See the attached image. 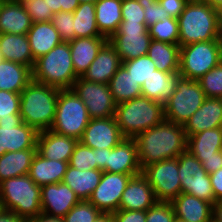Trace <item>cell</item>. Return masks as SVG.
<instances>
[{
  "mask_svg": "<svg viewBox=\"0 0 222 222\" xmlns=\"http://www.w3.org/2000/svg\"><path fill=\"white\" fill-rule=\"evenodd\" d=\"M216 127H222V98L206 97L201 107L184 124L187 138Z\"/></svg>",
  "mask_w": 222,
  "mask_h": 222,
  "instance_id": "obj_21",
  "label": "cell"
},
{
  "mask_svg": "<svg viewBox=\"0 0 222 222\" xmlns=\"http://www.w3.org/2000/svg\"><path fill=\"white\" fill-rule=\"evenodd\" d=\"M103 171L100 169L78 170L68 165L63 183L68 185L79 198L88 200L99 185Z\"/></svg>",
  "mask_w": 222,
  "mask_h": 222,
  "instance_id": "obj_31",
  "label": "cell"
},
{
  "mask_svg": "<svg viewBox=\"0 0 222 222\" xmlns=\"http://www.w3.org/2000/svg\"><path fill=\"white\" fill-rule=\"evenodd\" d=\"M79 201L63 182L41 186V208L45 214L63 218Z\"/></svg>",
  "mask_w": 222,
  "mask_h": 222,
  "instance_id": "obj_17",
  "label": "cell"
},
{
  "mask_svg": "<svg viewBox=\"0 0 222 222\" xmlns=\"http://www.w3.org/2000/svg\"><path fill=\"white\" fill-rule=\"evenodd\" d=\"M26 35L35 60L63 42L51 21L33 23Z\"/></svg>",
  "mask_w": 222,
  "mask_h": 222,
  "instance_id": "obj_28",
  "label": "cell"
},
{
  "mask_svg": "<svg viewBox=\"0 0 222 222\" xmlns=\"http://www.w3.org/2000/svg\"><path fill=\"white\" fill-rule=\"evenodd\" d=\"M74 39L84 37H105L96 23L95 4L81 3L73 12Z\"/></svg>",
  "mask_w": 222,
  "mask_h": 222,
  "instance_id": "obj_37",
  "label": "cell"
},
{
  "mask_svg": "<svg viewBox=\"0 0 222 222\" xmlns=\"http://www.w3.org/2000/svg\"><path fill=\"white\" fill-rule=\"evenodd\" d=\"M4 206H3V201H2V198L0 196V214L4 211Z\"/></svg>",
  "mask_w": 222,
  "mask_h": 222,
  "instance_id": "obj_62",
  "label": "cell"
},
{
  "mask_svg": "<svg viewBox=\"0 0 222 222\" xmlns=\"http://www.w3.org/2000/svg\"><path fill=\"white\" fill-rule=\"evenodd\" d=\"M134 139L141 169L149 164L177 158L187 150L188 138L184 126L166 120L139 133Z\"/></svg>",
  "mask_w": 222,
  "mask_h": 222,
  "instance_id": "obj_1",
  "label": "cell"
},
{
  "mask_svg": "<svg viewBox=\"0 0 222 222\" xmlns=\"http://www.w3.org/2000/svg\"><path fill=\"white\" fill-rule=\"evenodd\" d=\"M94 222H114L112 213H100Z\"/></svg>",
  "mask_w": 222,
  "mask_h": 222,
  "instance_id": "obj_58",
  "label": "cell"
},
{
  "mask_svg": "<svg viewBox=\"0 0 222 222\" xmlns=\"http://www.w3.org/2000/svg\"><path fill=\"white\" fill-rule=\"evenodd\" d=\"M3 60H4L3 55H2V53L0 52V62L3 61Z\"/></svg>",
  "mask_w": 222,
  "mask_h": 222,
  "instance_id": "obj_66",
  "label": "cell"
},
{
  "mask_svg": "<svg viewBox=\"0 0 222 222\" xmlns=\"http://www.w3.org/2000/svg\"><path fill=\"white\" fill-rule=\"evenodd\" d=\"M114 118L125 138L161 124L165 120L164 105L140 96L116 105Z\"/></svg>",
  "mask_w": 222,
  "mask_h": 222,
  "instance_id": "obj_4",
  "label": "cell"
},
{
  "mask_svg": "<svg viewBox=\"0 0 222 222\" xmlns=\"http://www.w3.org/2000/svg\"><path fill=\"white\" fill-rule=\"evenodd\" d=\"M121 23H145L144 8L138 0H122Z\"/></svg>",
  "mask_w": 222,
  "mask_h": 222,
  "instance_id": "obj_47",
  "label": "cell"
},
{
  "mask_svg": "<svg viewBox=\"0 0 222 222\" xmlns=\"http://www.w3.org/2000/svg\"><path fill=\"white\" fill-rule=\"evenodd\" d=\"M153 40L179 45L178 20L168 17L148 27Z\"/></svg>",
  "mask_w": 222,
  "mask_h": 222,
  "instance_id": "obj_38",
  "label": "cell"
},
{
  "mask_svg": "<svg viewBox=\"0 0 222 222\" xmlns=\"http://www.w3.org/2000/svg\"><path fill=\"white\" fill-rule=\"evenodd\" d=\"M90 117L84 102L72 89H60L52 131L80 139Z\"/></svg>",
  "mask_w": 222,
  "mask_h": 222,
  "instance_id": "obj_7",
  "label": "cell"
},
{
  "mask_svg": "<svg viewBox=\"0 0 222 222\" xmlns=\"http://www.w3.org/2000/svg\"><path fill=\"white\" fill-rule=\"evenodd\" d=\"M109 88L116 104L142 96L141 86L122 65L110 79Z\"/></svg>",
  "mask_w": 222,
  "mask_h": 222,
  "instance_id": "obj_36",
  "label": "cell"
},
{
  "mask_svg": "<svg viewBox=\"0 0 222 222\" xmlns=\"http://www.w3.org/2000/svg\"><path fill=\"white\" fill-rule=\"evenodd\" d=\"M122 0H98L95 3L96 23L102 36L109 39L122 22Z\"/></svg>",
  "mask_w": 222,
  "mask_h": 222,
  "instance_id": "obj_33",
  "label": "cell"
},
{
  "mask_svg": "<svg viewBox=\"0 0 222 222\" xmlns=\"http://www.w3.org/2000/svg\"><path fill=\"white\" fill-rule=\"evenodd\" d=\"M140 5L144 8L145 24L147 27L161 21L163 18H168V13L158 2L151 0H138Z\"/></svg>",
  "mask_w": 222,
  "mask_h": 222,
  "instance_id": "obj_48",
  "label": "cell"
},
{
  "mask_svg": "<svg viewBox=\"0 0 222 222\" xmlns=\"http://www.w3.org/2000/svg\"><path fill=\"white\" fill-rule=\"evenodd\" d=\"M0 196L6 211L14 212L27 222L42 213L41 186H38L28 175L2 181Z\"/></svg>",
  "mask_w": 222,
  "mask_h": 222,
  "instance_id": "obj_6",
  "label": "cell"
},
{
  "mask_svg": "<svg viewBox=\"0 0 222 222\" xmlns=\"http://www.w3.org/2000/svg\"><path fill=\"white\" fill-rule=\"evenodd\" d=\"M147 55L154 62L156 69L163 72H179L180 46L151 40Z\"/></svg>",
  "mask_w": 222,
  "mask_h": 222,
  "instance_id": "obj_34",
  "label": "cell"
},
{
  "mask_svg": "<svg viewBox=\"0 0 222 222\" xmlns=\"http://www.w3.org/2000/svg\"><path fill=\"white\" fill-rule=\"evenodd\" d=\"M173 222H187V221H183V220H181V219L175 217V219H174Z\"/></svg>",
  "mask_w": 222,
  "mask_h": 222,
  "instance_id": "obj_63",
  "label": "cell"
},
{
  "mask_svg": "<svg viewBox=\"0 0 222 222\" xmlns=\"http://www.w3.org/2000/svg\"><path fill=\"white\" fill-rule=\"evenodd\" d=\"M114 222H146V211L122 210L112 213Z\"/></svg>",
  "mask_w": 222,
  "mask_h": 222,
  "instance_id": "obj_49",
  "label": "cell"
},
{
  "mask_svg": "<svg viewBox=\"0 0 222 222\" xmlns=\"http://www.w3.org/2000/svg\"><path fill=\"white\" fill-rule=\"evenodd\" d=\"M132 176L123 173L103 172L99 185L88 201L102 213H114L119 210L121 196Z\"/></svg>",
  "mask_w": 222,
  "mask_h": 222,
  "instance_id": "obj_15",
  "label": "cell"
},
{
  "mask_svg": "<svg viewBox=\"0 0 222 222\" xmlns=\"http://www.w3.org/2000/svg\"><path fill=\"white\" fill-rule=\"evenodd\" d=\"M37 149L6 152L0 157V183L6 179L28 175Z\"/></svg>",
  "mask_w": 222,
  "mask_h": 222,
  "instance_id": "obj_35",
  "label": "cell"
},
{
  "mask_svg": "<svg viewBox=\"0 0 222 222\" xmlns=\"http://www.w3.org/2000/svg\"><path fill=\"white\" fill-rule=\"evenodd\" d=\"M179 76V72H163L156 69L142 84V96L164 105L176 91Z\"/></svg>",
  "mask_w": 222,
  "mask_h": 222,
  "instance_id": "obj_26",
  "label": "cell"
},
{
  "mask_svg": "<svg viewBox=\"0 0 222 222\" xmlns=\"http://www.w3.org/2000/svg\"><path fill=\"white\" fill-rule=\"evenodd\" d=\"M220 41H221V48H222V29H221V34H220Z\"/></svg>",
  "mask_w": 222,
  "mask_h": 222,
  "instance_id": "obj_65",
  "label": "cell"
},
{
  "mask_svg": "<svg viewBox=\"0 0 222 222\" xmlns=\"http://www.w3.org/2000/svg\"><path fill=\"white\" fill-rule=\"evenodd\" d=\"M71 89L84 102L90 119L114 116L117 104L109 84L91 82L79 77Z\"/></svg>",
  "mask_w": 222,
  "mask_h": 222,
  "instance_id": "obj_13",
  "label": "cell"
},
{
  "mask_svg": "<svg viewBox=\"0 0 222 222\" xmlns=\"http://www.w3.org/2000/svg\"><path fill=\"white\" fill-rule=\"evenodd\" d=\"M21 3L33 23L51 21L54 16L53 11L48 8L45 0H25Z\"/></svg>",
  "mask_w": 222,
  "mask_h": 222,
  "instance_id": "obj_44",
  "label": "cell"
},
{
  "mask_svg": "<svg viewBox=\"0 0 222 222\" xmlns=\"http://www.w3.org/2000/svg\"><path fill=\"white\" fill-rule=\"evenodd\" d=\"M69 165L78 170L96 169L95 150L78 141L71 155Z\"/></svg>",
  "mask_w": 222,
  "mask_h": 222,
  "instance_id": "obj_41",
  "label": "cell"
},
{
  "mask_svg": "<svg viewBox=\"0 0 222 222\" xmlns=\"http://www.w3.org/2000/svg\"><path fill=\"white\" fill-rule=\"evenodd\" d=\"M101 212L88 200L79 201L64 217V222H94Z\"/></svg>",
  "mask_w": 222,
  "mask_h": 222,
  "instance_id": "obj_42",
  "label": "cell"
},
{
  "mask_svg": "<svg viewBox=\"0 0 222 222\" xmlns=\"http://www.w3.org/2000/svg\"><path fill=\"white\" fill-rule=\"evenodd\" d=\"M181 193L191 194L214 204L216 202L211 178L201 162L188 150L178 156Z\"/></svg>",
  "mask_w": 222,
  "mask_h": 222,
  "instance_id": "obj_10",
  "label": "cell"
},
{
  "mask_svg": "<svg viewBox=\"0 0 222 222\" xmlns=\"http://www.w3.org/2000/svg\"><path fill=\"white\" fill-rule=\"evenodd\" d=\"M69 162L45 159L38 152L33 157L28 176L38 185L63 181Z\"/></svg>",
  "mask_w": 222,
  "mask_h": 222,
  "instance_id": "obj_27",
  "label": "cell"
},
{
  "mask_svg": "<svg viewBox=\"0 0 222 222\" xmlns=\"http://www.w3.org/2000/svg\"><path fill=\"white\" fill-rule=\"evenodd\" d=\"M51 22L63 42H70L74 39L73 12L60 11L55 13Z\"/></svg>",
  "mask_w": 222,
  "mask_h": 222,
  "instance_id": "obj_43",
  "label": "cell"
},
{
  "mask_svg": "<svg viewBox=\"0 0 222 222\" xmlns=\"http://www.w3.org/2000/svg\"><path fill=\"white\" fill-rule=\"evenodd\" d=\"M107 172L129 175L142 173L134 138H125L114 148L108 149Z\"/></svg>",
  "mask_w": 222,
  "mask_h": 222,
  "instance_id": "obj_18",
  "label": "cell"
},
{
  "mask_svg": "<svg viewBox=\"0 0 222 222\" xmlns=\"http://www.w3.org/2000/svg\"><path fill=\"white\" fill-rule=\"evenodd\" d=\"M0 222H27L24 218L19 217L12 211L4 210L0 214Z\"/></svg>",
  "mask_w": 222,
  "mask_h": 222,
  "instance_id": "obj_55",
  "label": "cell"
},
{
  "mask_svg": "<svg viewBox=\"0 0 222 222\" xmlns=\"http://www.w3.org/2000/svg\"><path fill=\"white\" fill-rule=\"evenodd\" d=\"M203 168L210 175L222 168V150L218 151V157L204 158L201 162Z\"/></svg>",
  "mask_w": 222,
  "mask_h": 222,
  "instance_id": "obj_52",
  "label": "cell"
},
{
  "mask_svg": "<svg viewBox=\"0 0 222 222\" xmlns=\"http://www.w3.org/2000/svg\"><path fill=\"white\" fill-rule=\"evenodd\" d=\"M45 2L54 14L60 11L74 12L80 4L78 0H45Z\"/></svg>",
  "mask_w": 222,
  "mask_h": 222,
  "instance_id": "obj_51",
  "label": "cell"
},
{
  "mask_svg": "<svg viewBox=\"0 0 222 222\" xmlns=\"http://www.w3.org/2000/svg\"><path fill=\"white\" fill-rule=\"evenodd\" d=\"M39 132L23 122L20 114L0 119V157L6 152L37 149Z\"/></svg>",
  "mask_w": 222,
  "mask_h": 222,
  "instance_id": "obj_14",
  "label": "cell"
},
{
  "mask_svg": "<svg viewBox=\"0 0 222 222\" xmlns=\"http://www.w3.org/2000/svg\"><path fill=\"white\" fill-rule=\"evenodd\" d=\"M158 200L146 177L140 173L132 176L121 196L119 209L146 211Z\"/></svg>",
  "mask_w": 222,
  "mask_h": 222,
  "instance_id": "obj_19",
  "label": "cell"
},
{
  "mask_svg": "<svg viewBox=\"0 0 222 222\" xmlns=\"http://www.w3.org/2000/svg\"><path fill=\"white\" fill-rule=\"evenodd\" d=\"M12 1L23 2V1H25V0H12Z\"/></svg>",
  "mask_w": 222,
  "mask_h": 222,
  "instance_id": "obj_67",
  "label": "cell"
},
{
  "mask_svg": "<svg viewBox=\"0 0 222 222\" xmlns=\"http://www.w3.org/2000/svg\"><path fill=\"white\" fill-rule=\"evenodd\" d=\"M107 41L106 37H84L69 42L73 66L78 77L83 76Z\"/></svg>",
  "mask_w": 222,
  "mask_h": 222,
  "instance_id": "obj_24",
  "label": "cell"
},
{
  "mask_svg": "<svg viewBox=\"0 0 222 222\" xmlns=\"http://www.w3.org/2000/svg\"><path fill=\"white\" fill-rule=\"evenodd\" d=\"M121 65L128 73H131L132 77L140 86H142L144 81L147 80L156 70L154 62L148 55L122 62Z\"/></svg>",
  "mask_w": 222,
  "mask_h": 222,
  "instance_id": "obj_39",
  "label": "cell"
},
{
  "mask_svg": "<svg viewBox=\"0 0 222 222\" xmlns=\"http://www.w3.org/2000/svg\"><path fill=\"white\" fill-rule=\"evenodd\" d=\"M28 222H64V219L60 217H54L42 212L40 215L35 216Z\"/></svg>",
  "mask_w": 222,
  "mask_h": 222,
  "instance_id": "obj_56",
  "label": "cell"
},
{
  "mask_svg": "<svg viewBox=\"0 0 222 222\" xmlns=\"http://www.w3.org/2000/svg\"><path fill=\"white\" fill-rule=\"evenodd\" d=\"M152 38L145 23H121L108 41L121 62L147 55Z\"/></svg>",
  "mask_w": 222,
  "mask_h": 222,
  "instance_id": "obj_12",
  "label": "cell"
},
{
  "mask_svg": "<svg viewBox=\"0 0 222 222\" xmlns=\"http://www.w3.org/2000/svg\"><path fill=\"white\" fill-rule=\"evenodd\" d=\"M0 52L4 60L33 68L35 59L26 34H0Z\"/></svg>",
  "mask_w": 222,
  "mask_h": 222,
  "instance_id": "obj_29",
  "label": "cell"
},
{
  "mask_svg": "<svg viewBox=\"0 0 222 222\" xmlns=\"http://www.w3.org/2000/svg\"><path fill=\"white\" fill-rule=\"evenodd\" d=\"M96 158V169L107 172L108 149H94Z\"/></svg>",
  "mask_w": 222,
  "mask_h": 222,
  "instance_id": "obj_54",
  "label": "cell"
},
{
  "mask_svg": "<svg viewBox=\"0 0 222 222\" xmlns=\"http://www.w3.org/2000/svg\"><path fill=\"white\" fill-rule=\"evenodd\" d=\"M175 217L172 202L157 201L146 210V222H173Z\"/></svg>",
  "mask_w": 222,
  "mask_h": 222,
  "instance_id": "obj_45",
  "label": "cell"
},
{
  "mask_svg": "<svg viewBox=\"0 0 222 222\" xmlns=\"http://www.w3.org/2000/svg\"><path fill=\"white\" fill-rule=\"evenodd\" d=\"M12 114H20V94L0 90V119L11 118Z\"/></svg>",
  "mask_w": 222,
  "mask_h": 222,
  "instance_id": "obj_46",
  "label": "cell"
},
{
  "mask_svg": "<svg viewBox=\"0 0 222 222\" xmlns=\"http://www.w3.org/2000/svg\"><path fill=\"white\" fill-rule=\"evenodd\" d=\"M221 61L220 40L195 42L180 46L179 75L197 81Z\"/></svg>",
  "mask_w": 222,
  "mask_h": 222,
  "instance_id": "obj_8",
  "label": "cell"
},
{
  "mask_svg": "<svg viewBox=\"0 0 222 222\" xmlns=\"http://www.w3.org/2000/svg\"><path fill=\"white\" fill-rule=\"evenodd\" d=\"M207 98H222V61L197 80Z\"/></svg>",
  "mask_w": 222,
  "mask_h": 222,
  "instance_id": "obj_40",
  "label": "cell"
},
{
  "mask_svg": "<svg viewBox=\"0 0 222 222\" xmlns=\"http://www.w3.org/2000/svg\"><path fill=\"white\" fill-rule=\"evenodd\" d=\"M142 174L158 201L172 202L181 193L178 157L149 164L142 169Z\"/></svg>",
  "mask_w": 222,
  "mask_h": 222,
  "instance_id": "obj_11",
  "label": "cell"
},
{
  "mask_svg": "<svg viewBox=\"0 0 222 222\" xmlns=\"http://www.w3.org/2000/svg\"><path fill=\"white\" fill-rule=\"evenodd\" d=\"M179 46L195 42L220 40L217 11L202 0L189 1L177 18Z\"/></svg>",
  "mask_w": 222,
  "mask_h": 222,
  "instance_id": "obj_3",
  "label": "cell"
},
{
  "mask_svg": "<svg viewBox=\"0 0 222 222\" xmlns=\"http://www.w3.org/2000/svg\"><path fill=\"white\" fill-rule=\"evenodd\" d=\"M212 222H222V200L212 205Z\"/></svg>",
  "mask_w": 222,
  "mask_h": 222,
  "instance_id": "obj_57",
  "label": "cell"
},
{
  "mask_svg": "<svg viewBox=\"0 0 222 222\" xmlns=\"http://www.w3.org/2000/svg\"><path fill=\"white\" fill-rule=\"evenodd\" d=\"M121 60L115 48L107 41L99 50L82 78L96 83L109 84L110 79L121 66Z\"/></svg>",
  "mask_w": 222,
  "mask_h": 222,
  "instance_id": "obj_22",
  "label": "cell"
},
{
  "mask_svg": "<svg viewBox=\"0 0 222 222\" xmlns=\"http://www.w3.org/2000/svg\"><path fill=\"white\" fill-rule=\"evenodd\" d=\"M32 19L21 2L8 1L0 6V34H27Z\"/></svg>",
  "mask_w": 222,
  "mask_h": 222,
  "instance_id": "obj_25",
  "label": "cell"
},
{
  "mask_svg": "<svg viewBox=\"0 0 222 222\" xmlns=\"http://www.w3.org/2000/svg\"><path fill=\"white\" fill-rule=\"evenodd\" d=\"M79 3H85V2H88V3H92V4H95L98 0H78Z\"/></svg>",
  "mask_w": 222,
  "mask_h": 222,
  "instance_id": "obj_61",
  "label": "cell"
},
{
  "mask_svg": "<svg viewBox=\"0 0 222 222\" xmlns=\"http://www.w3.org/2000/svg\"><path fill=\"white\" fill-rule=\"evenodd\" d=\"M211 185L216 202L222 200V168L210 174Z\"/></svg>",
  "mask_w": 222,
  "mask_h": 222,
  "instance_id": "obj_53",
  "label": "cell"
},
{
  "mask_svg": "<svg viewBox=\"0 0 222 222\" xmlns=\"http://www.w3.org/2000/svg\"><path fill=\"white\" fill-rule=\"evenodd\" d=\"M216 11H217L218 23L220 28L222 29V4L216 8Z\"/></svg>",
  "mask_w": 222,
  "mask_h": 222,
  "instance_id": "obj_60",
  "label": "cell"
},
{
  "mask_svg": "<svg viewBox=\"0 0 222 222\" xmlns=\"http://www.w3.org/2000/svg\"><path fill=\"white\" fill-rule=\"evenodd\" d=\"M78 141L52 130L41 131L37 138V152L45 159L69 162Z\"/></svg>",
  "mask_w": 222,
  "mask_h": 222,
  "instance_id": "obj_20",
  "label": "cell"
},
{
  "mask_svg": "<svg viewBox=\"0 0 222 222\" xmlns=\"http://www.w3.org/2000/svg\"><path fill=\"white\" fill-rule=\"evenodd\" d=\"M32 78L41 84L71 89L79 77L75 73L69 42H62L37 58L32 68Z\"/></svg>",
  "mask_w": 222,
  "mask_h": 222,
  "instance_id": "obj_5",
  "label": "cell"
},
{
  "mask_svg": "<svg viewBox=\"0 0 222 222\" xmlns=\"http://www.w3.org/2000/svg\"><path fill=\"white\" fill-rule=\"evenodd\" d=\"M32 80L31 67L8 60L0 62V90L20 94Z\"/></svg>",
  "mask_w": 222,
  "mask_h": 222,
  "instance_id": "obj_32",
  "label": "cell"
},
{
  "mask_svg": "<svg viewBox=\"0 0 222 222\" xmlns=\"http://www.w3.org/2000/svg\"><path fill=\"white\" fill-rule=\"evenodd\" d=\"M60 89L31 81L20 93V115L24 123L38 132L50 130Z\"/></svg>",
  "mask_w": 222,
  "mask_h": 222,
  "instance_id": "obj_2",
  "label": "cell"
},
{
  "mask_svg": "<svg viewBox=\"0 0 222 222\" xmlns=\"http://www.w3.org/2000/svg\"><path fill=\"white\" fill-rule=\"evenodd\" d=\"M123 139L125 137L113 116L90 119L79 141L92 149H112Z\"/></svg>",
  "mask_w": 222,
  "mask_h": 222,
  "instance_id": "obj_16",
  "label": "cell"
},
{
  "mask_svg": "<svg viewBox=\"0 0 222 222\" xmlns=\"http://www.w3.org/2000/svg\"><path fill=\"white\" fill-rule=\"evenodd\" d=\"M187 150L200 162L204 158L218 157L222 150V127L208 129L188 137Z\"/></svg>",
  "mask_w": 222,
  "mask_h": 222,
  "instance_id": "obj_30",
  "label": "cell"
},
{
  "mask_svg": "<svg viewBox=\"0 0 222 222\" xmlns=\"http://www.w3.org/2000/svg\"><path fill=\"white\" fill-rule=\"evenodd\" d=\"M212 203L180 193L173 201L176 218L187 222H212Z\"/></svg>",
  "mask_w": 222,
  "mask_h": 222,
  "instance_id": "obj_23",
  "label": "cell"
},
{
  "mask_svg": "<svg viewBox=\"0 0 222 222\" xmlns=\"http://www.w3.org/2000/svg\"><path fill=\"white\" fill-rule=\"evenodd\" d=\"M188 2V0H160L158 3L168 13L169 17L177 19Z\"/></svg>",
  "mask_w": 222,
  "mask_h": 222,
  "instance_id": "obj_50",
  "label": "cell"
},
{
  "mask_svg": "<svg viewBox=\"0 0 222 222\" xmlns=\"http://www.w3.org/2000/svg\"><path fill=\"white\" fill-rule=\"evenodd\" d=\"M8 1H12V0H0V4H3V3L8 2Z\"/></svg>",
  "mask_w": 222,
  "mask_h": 222,
  "instance_id": "obj_64",
  "label": "cell"
},
{
  "mask_svg": "<svg viewBox=\"0 0 222 222\" xmlns=\"http://www.w3.org/2000/svg\"><path fill=\"white\" fill-rule=\"evenodd\" d=\"M203 2L208 3L213 8H217L219 5L222 4V0H202Z\"/></svg>",
  "mask_w": 222,
  "mask_h": 222,
  "instance_id": "obj_59",
  "label": "cell"
},
{
  "mask_svg": "<svg viewBox=\"0 0 222 222\" xmlns=\"http://www.w3.org/2000/svg\"><path fill=\"white\" fill-rule=\"evenodd\" d=\"M205 98L198 81L179 76L176 91L164 104L165 120L184 126L201 107Z\"/></svg>",
  "mask_w": 222,
  "mask_h": 222,
  "instance_id": "obj_9",
  "label": "cell"
}]
</instances>
